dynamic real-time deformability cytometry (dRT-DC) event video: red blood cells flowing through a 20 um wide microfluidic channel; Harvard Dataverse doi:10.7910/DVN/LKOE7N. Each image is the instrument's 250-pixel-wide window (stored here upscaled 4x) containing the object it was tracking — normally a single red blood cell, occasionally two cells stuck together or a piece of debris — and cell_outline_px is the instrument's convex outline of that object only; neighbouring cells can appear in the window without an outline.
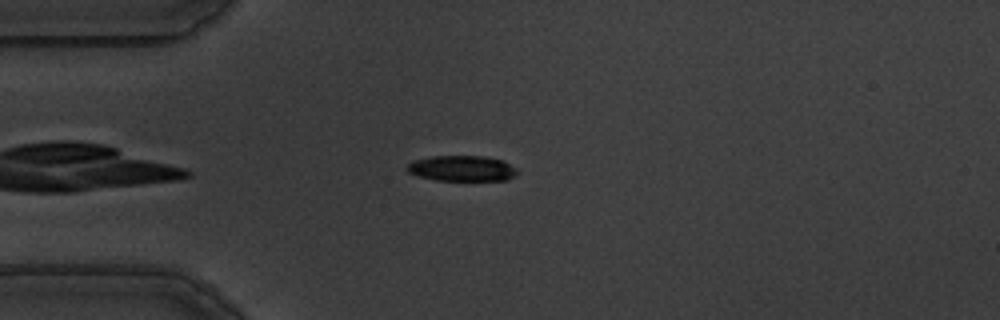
{"species": "common noctule bat (a hibernating species)", "species_latin": "Nyctalus noctula", "temperature_condition": "warm", "stored_images_in_passage": 40, "camera_frame_rate_fps": 3000, "um_per_image_px": 0.085, "animal": {"sex": "male", "body_mass_g": 19.5, "forearm_length_mm": 54.6}, "frame": {"image": 1, "passage_image": 4, "time_ms": 1.0, "image_size_px": [1000, 320], "cell_outline_px": [[516, 172], [508, 180], [436, 180], [420, 176], [408, 172], [408, 164], [412, 160], [432, 156], [484, 156], [504, 160], [516, 168]], "centroid_in_image_um": [39.27, 14.3], "position_along_channel_um": 45.7, "area_um2": 16.3}}
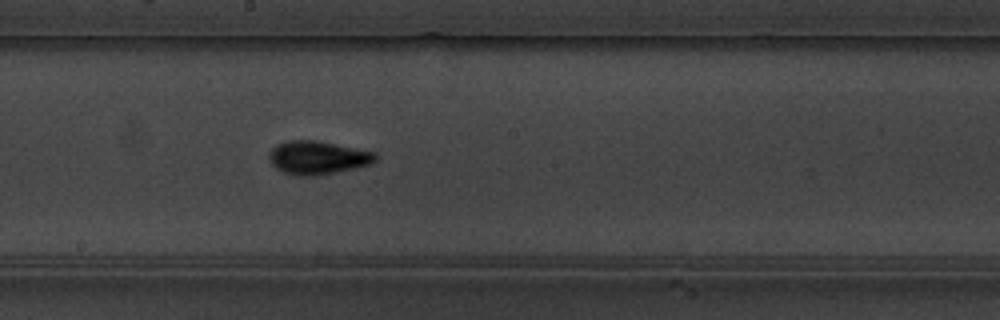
{"frame": {"image": 2, "passage_image": 20, "time_ms": 6.333, "image_size_px": [1000, 320], "cell_outline_px": [[376, 160], [372, 164], [356, 168], [316, 176], [296, 176], [284, 172], [276, 168], [272, 164], [268, 156], [268, 152], [276, 144], [288, 140], [316, 140], [376, 152]], "centroid_in_image_um": [26.99, 13.4], "position_along_channel_um": 221.2, "area_um2": 20.87}}
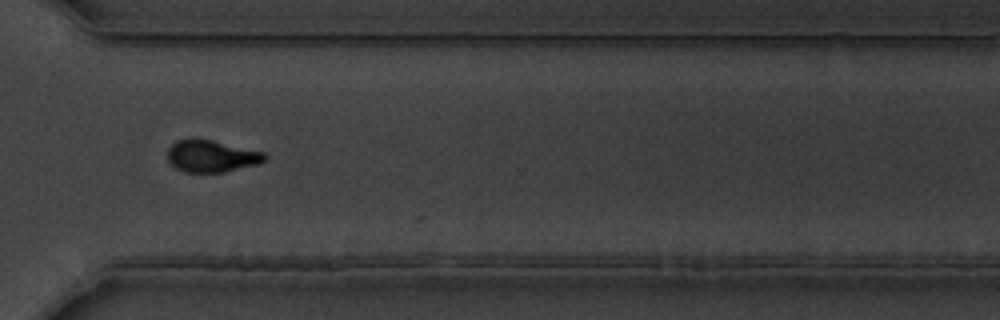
{"frame": {"image": 3, "passage_image": 31, "time_ms": 10.0, "image_size_px": [1000, 320], "cell_outline_px": [[268, 156], [260, 164], [224, 172], [184, 172], [176, 168], [168, 160], [168, 148], [176, 140], [192, 136], [212, 140], [264, 152]], "centroid_in_image_um": [17.96, 13.25], "position_along_channel_um": 352.6, "area_um2": 18.44}, "authors_computed_cell_mechanics": {"area_um2": 18.4093, "velocity_mm_per_s": 3.5931, "shape_relaxation_time_tau1_ms": 3.2175, "shape_relaxation_time_tau2_ms": 1.8081, "deformation_change_tau1": 0.1498, "deformation_change_tau2": 0.079}}